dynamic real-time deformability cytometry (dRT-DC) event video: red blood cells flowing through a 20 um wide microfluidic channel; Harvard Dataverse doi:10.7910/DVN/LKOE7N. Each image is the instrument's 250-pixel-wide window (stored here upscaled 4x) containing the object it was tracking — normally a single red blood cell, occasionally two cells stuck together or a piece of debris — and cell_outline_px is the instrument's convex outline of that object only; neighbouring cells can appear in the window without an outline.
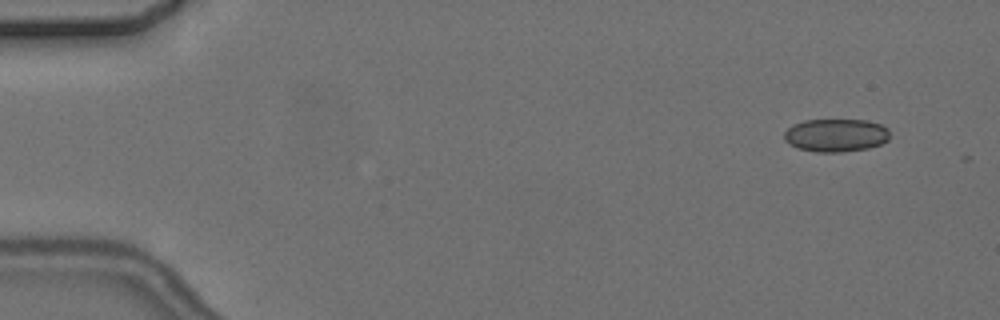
{"species": "common noctule bat (a hibernating species)", "species_latin": "Nyctalus noctula", "temperature_condition": "cold", "stored_images_in_passage": 3, "camera_frame_rate_fps": 3000, "um_per_image_px": 0.085, "animal": {"sex": "female", "body_mass_g": 24.6, "forearm_length_mm": 56.2}, "frame": {"image": 1, "passage_image": 2, "time_ms": 1.0, "image_size_px": [1000, 320], "cell_outline_px": [[888, 140], [880, 144], [868, 148], [840, 152], [816, 152], [796, 148], [788, 144], [784, 140], [784, 132], [792, 124], [804, 120], [868, 120], [880, 124], [888, 128]], "centroid_in_image_um": [71.01, 11.49], "position_along_channel_um": 14.0, "area_um2": 20.46}}